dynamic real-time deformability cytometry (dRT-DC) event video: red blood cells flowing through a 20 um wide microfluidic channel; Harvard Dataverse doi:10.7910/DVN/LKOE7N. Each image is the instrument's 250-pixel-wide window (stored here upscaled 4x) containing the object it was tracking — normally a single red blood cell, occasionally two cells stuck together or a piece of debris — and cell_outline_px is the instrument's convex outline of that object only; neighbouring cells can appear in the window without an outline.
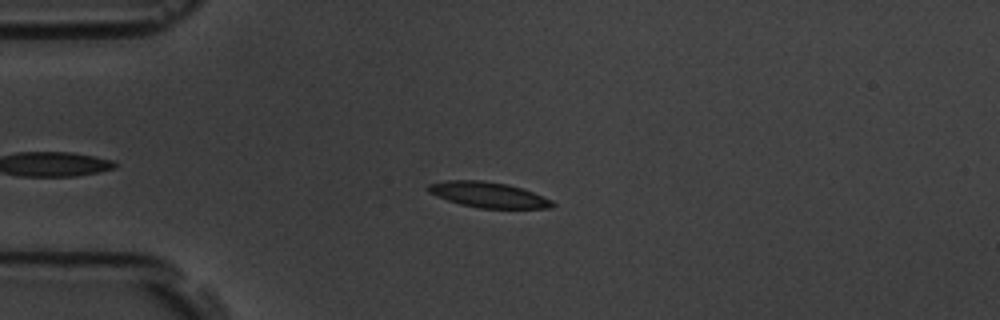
{"species": "common noctule bat (a hibernating species)", "species_latin": "Nyctalus noctula", "temperature_condition": "room temperature", "stored_images_in_passage": 7, "camera_frame_rate_fps": 3000, "um_per_image_px": 0.085, "animal": {"sex": "male", "body_mass_g": 19.5, "forearm_length_mm": 54.6}, "frame": {"image": 1, "passage_image": 5, "time_ms": 4.667, "image_size_px": [1000, 320], "cell_outline_px": [[556, 204], [548, 208], [480, 208], [460, 204], [436, 196], [428, 192], [424, 188], [428, 184], [448, 180], [484, 180], [508, 184], [532, 192], [552, 200]], "centroid_in_image_um": [41.45, 16.55], "position_along_channel_um": 43.5, "area_um2": 18.44}}
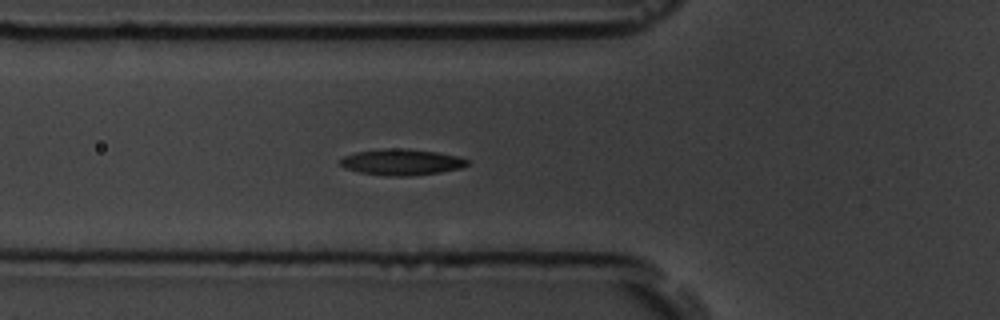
{"frame": {"image": 2, "passage_image": 7, "time_ms": 6.667, "image_size_px": [1000, 320], "cell_outline_px": [[468, 164], [460, 168], [440, 172], [408, 176], [388, 176], [360, 172], [344, 168], [340, 164], [340, 160], [344, 156], [356, 152], [384, 148], [408, 148], [436, 152], [456, 156], [468, 160]], "centroid_in_image_um": [34.1, 13.77], "position_along_channel_um": 91.7, "area_um2": 19.25}}